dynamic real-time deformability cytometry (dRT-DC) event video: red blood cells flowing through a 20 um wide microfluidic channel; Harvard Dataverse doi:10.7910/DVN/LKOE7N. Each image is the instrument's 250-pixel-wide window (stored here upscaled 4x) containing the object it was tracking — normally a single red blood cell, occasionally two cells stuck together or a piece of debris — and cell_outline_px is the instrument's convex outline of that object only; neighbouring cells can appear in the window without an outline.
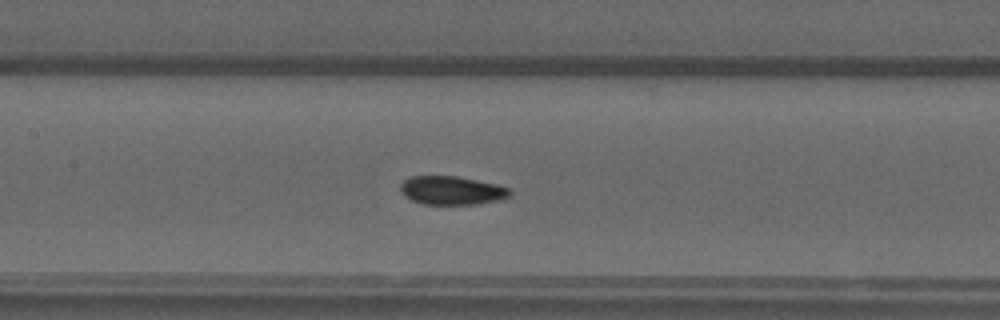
{"species": "common noctule bat (a hibernating species)", "species_latin": "Nyctalus noctula", "temperature_condition": "warm", "stored_images_in_passage": 54, "camera_frame_rate_fps": 3000, "um_per_image_px": 0.085, "animal": {"sex": "male", "forearm_length_mm": 52.5}, "frame": {"image": 1, "passage_image": 25, "time_ms": 8.0, "image_size_px": [1000, 320], "cell_outline_px": [[512, 192], [504, 200], [476, 204], [420, 204], [404, 196], [400, 192], [400, 184], [404, 180], [412, 176], [456, 176], [496, 184], [512, 188]], "centroid_in_image_um": [38.42, 16.19], "position_along_channel_um": 169.0, "area_um2": 18.44}}
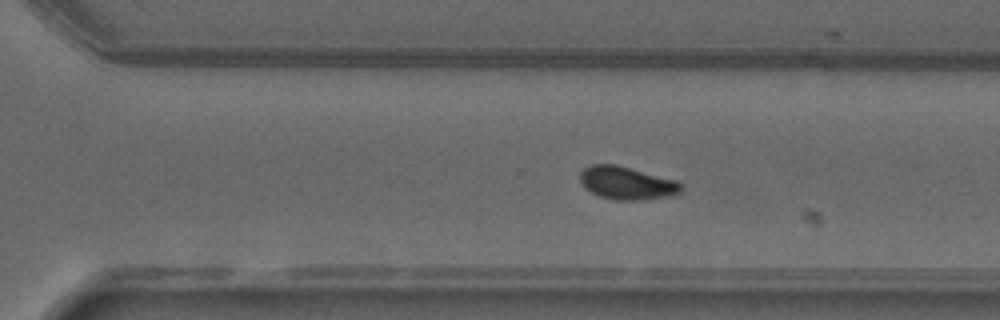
{"frame": {"image": 2, "passage_image": 37, "time_ms": 12.0, "image_size_px": [1000, 320], "cell_outline_px": [[680, 192], [672, 196], [644, 200], [616, 200], [600, 196], [584, 188], [580, 180], [580, 172], [584, 168], [592, 164], [616, 164], [676, 180], [680, 184]], "centroid_in_image_um": [53.26, 15.56], "position_along_channel_um": 317.3, "area_um2": 19.36}}
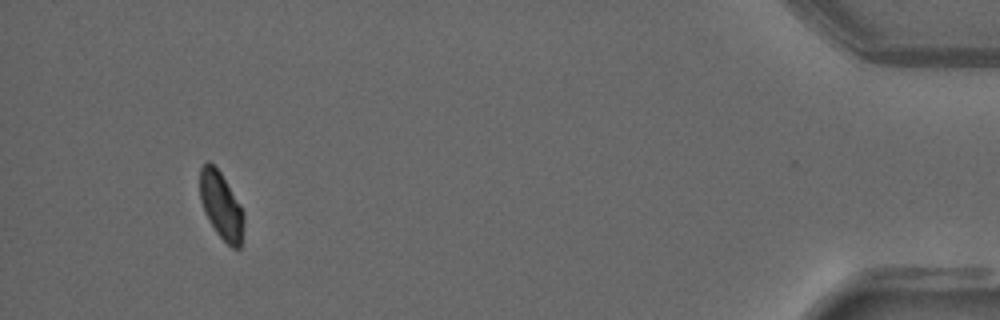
{"frame": {"image": 3, "passage_image": 51, "time_ms": 16.667, "image_size_px": [1000, 320], "cell_outline_px": [[244, 220], [240, 248], [232, 248], [216, 232], [204, 212], [200, 196], [200, 168], [208, 160], [220, 172], [240, 204], [244, 212]], "centroid_in_image_um": [18.8, 17.48], "position_along_channel_um": 416.4, "area_um2": 16.94}}